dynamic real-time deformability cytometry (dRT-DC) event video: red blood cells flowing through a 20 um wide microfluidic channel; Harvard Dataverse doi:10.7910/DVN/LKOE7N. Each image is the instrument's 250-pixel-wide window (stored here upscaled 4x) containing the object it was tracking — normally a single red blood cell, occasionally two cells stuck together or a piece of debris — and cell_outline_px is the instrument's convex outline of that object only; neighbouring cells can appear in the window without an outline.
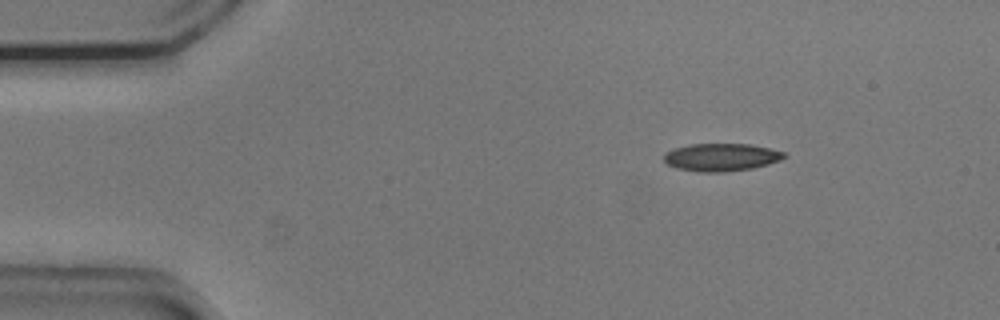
{"species": "common noctule bat (a hibernating species)", "species_latin": "Nyctalus noctula", "temperature_condition": "cold", "stored_images_in_passage": 53, "camera_frame_rate_fps": 3000, "um_per_image_px": 0.085, "animal": {"sex": "male", "body_mass_g": 20.5, "forearm_length_mm": 52.5}, "frame": {"image": 1, "passage_image": 7, "time_ms": 2.0, "image_size_px": [1000, 320], "cell_outline_px": [[788, 156], [780, 160], [768, 164], [752, 168], [724, 172], [700, 172], [676, 168], [668, 164], [664, 160], [664, 152], [688, 144], [748, 144], [768, 148], [784, 152]], "centroid_in_image_um": [61.29, 13.36], "position_along_channel_um": 23.7, "area_um2": 19.36}}
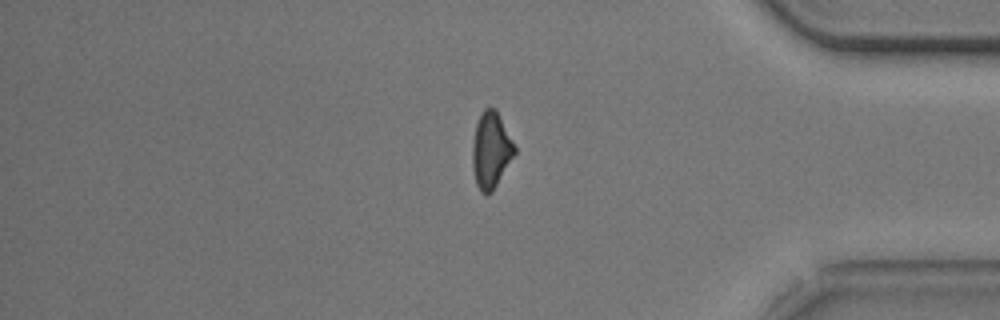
{"frame": {"image": 2, "passage_image": 44, "time_ms": 14.333, "image_size_px": [1000, 320], "cell_outline_px": [[516, 152], [492, 192], [488, 196], [480, 192], [476, 184], [472, 168], [472, 144], [476, 124], [484, 108], [496, 108], [516, 148]], "centroid_in_image_um": [41.72, 12.79], "position_along_channel_um": 393.5, "area_um2": 18.73}}
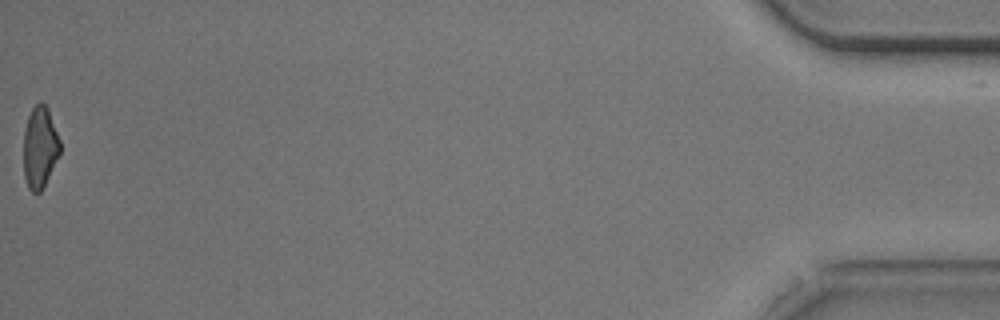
{"frame": {"image": 3, "passage_image": 53, "time_ms": 17.333, "image_size_px": [1000, 320], "cell_outline_px": [[60, 152], [40, 192], [32, 192], [28, 188], [24, 176], [24, 132], [28, 116], [32, 108], [40, 100], [48, 108], [60, 140]], "centroid_in_image_um": [3.38, 12.49], "position_along_channel_um": 431.8, "area_um2": 17.11}, "authors_computed_cell_mechanics": {"area_um2": 19.3052, "velocity_mm_per_s": 3.7609, "shape_relaxation_time_tau1_ms": 3.6308, "shape_relaxation_time_tau2_ms": 7.9601, "deformation_change_tau1": 0.0892, "deformation_change_tau2": 0.1562}}